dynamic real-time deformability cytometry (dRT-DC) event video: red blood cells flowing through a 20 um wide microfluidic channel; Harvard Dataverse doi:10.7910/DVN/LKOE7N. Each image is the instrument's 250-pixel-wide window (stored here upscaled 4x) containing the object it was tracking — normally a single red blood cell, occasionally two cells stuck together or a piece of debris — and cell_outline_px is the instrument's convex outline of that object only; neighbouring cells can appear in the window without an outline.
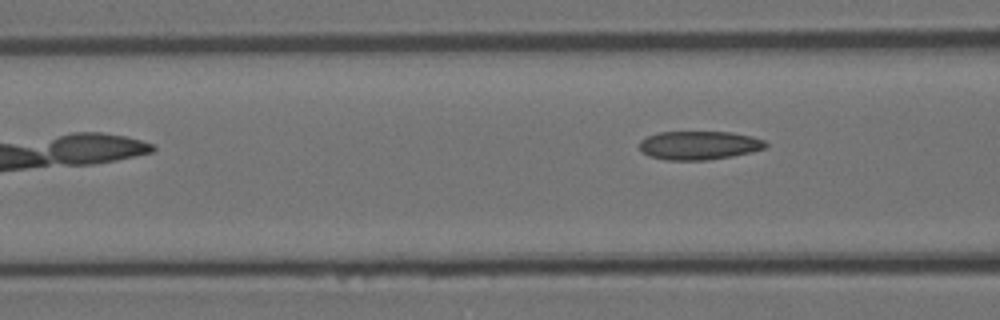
{"species": "Egyptian fruit bat (a non-hibernating species)", "species_latin": "Rousettus aegyptiacus", "temperature_condition": "room temperature", "stored_images_in_passage": 7, "camera_frame_rate_fps": 3000, "um_per_image_px": 0.085, "animal": {"sex": "female"}, "frame": {"image": 1, "passage_image": 7, "time_ms": 2.0, "image_size_px": [1000, 320], "cell_outline_px": [[768, 144], [764, 148], [752, 152], [732, 156], [708, 160], [664, 160], [648, 156], [640, 148], [640, 140], [648, 136], [660, 132], [732, 132], [752, 136], [764, 140]], "centroid_in_image_um": [59.43, 12.35], "position_along_channel_um": 107.2, "area_um2": 21.1}}